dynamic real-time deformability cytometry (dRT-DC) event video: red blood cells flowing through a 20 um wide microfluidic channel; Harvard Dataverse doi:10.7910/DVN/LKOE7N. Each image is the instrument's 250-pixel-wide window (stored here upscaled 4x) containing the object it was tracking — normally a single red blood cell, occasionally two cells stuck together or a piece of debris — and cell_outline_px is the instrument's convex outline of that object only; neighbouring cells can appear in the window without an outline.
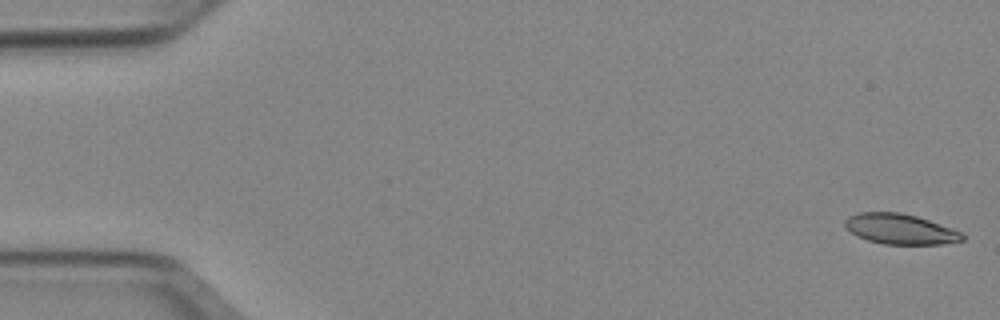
{"species": "Egyptian fruit bat (a non-hibernating species)", "species_latin": "Rousettus aegyptiacus", "temperature_condition": "cold", "stored_images_in_passage": 51, "camera_frame_rate_fps": 3000, "um_per_image_px": 0.085, "animal": {"sex": "female"}, "frame": {"image": 1, "passage_image": 1, "time_ms": 0.0, "image_size_px": [1000, 320], "cell_outline_px": [[964, 240], [940, 244], [884, 244], [868, 240], [856, 236], [844, 224], [844, 220], [848, 216], [860, 212], [900, 212], [916, 216], [928, 220], [960, 232], [964, 236]], "centroid_in_image_um": [76.47, 19.46], "position_along_channel_um": 8.5, "area_um2": 20.46}}
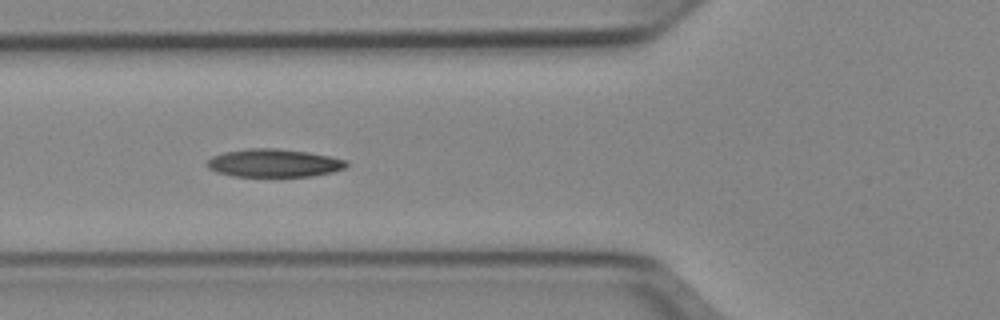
{"frame": {"image": 2, "passage_image": 19, "time_ms": 6.0, "image_size_px": [1000, 320], "cell_outline_px": [[348, 164], [344, 168], [332, 172], [312, 176], [232, 176], [216, 172], [208, 168], [204, 164], [212, 156], [224, 152], [248, 148], [276, 148], [308, 152], [348, 160]], "centroid_in_image_um": [23.25, 13.85], "position_along_channel_um": 102.6, "area_um2": 22.83}}
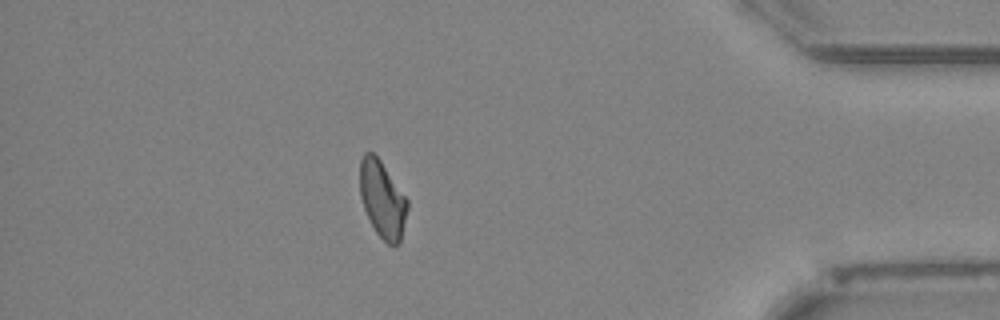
{"frame": {"image": 3, "passage_image": 45, "time_ms": 14.667, "image_size_px": [1000, 320], "cell_outline_px": [[408, 208], [400, 244], [388, 244], [376, 232], [364, 208], [360, 196], [360, 160], [364, 152], [372, 152], [380, 160], [408, 200]], "centroid_in_image_um": [32.5, 16.94], "position_along_channel_um": 402.7, "area_um2": 21.04}, "authors_computed_cell_mechanics": {"area_um2": 21.964, "velocity_mm_per_s": 3.938, "shape_relaxation_time_tau1_ms": 7.7643, "shape_relaxation_time_tau2_ms": null, "deformation_change_tau1": 0.1676, "deformation_change_tau2": null}}